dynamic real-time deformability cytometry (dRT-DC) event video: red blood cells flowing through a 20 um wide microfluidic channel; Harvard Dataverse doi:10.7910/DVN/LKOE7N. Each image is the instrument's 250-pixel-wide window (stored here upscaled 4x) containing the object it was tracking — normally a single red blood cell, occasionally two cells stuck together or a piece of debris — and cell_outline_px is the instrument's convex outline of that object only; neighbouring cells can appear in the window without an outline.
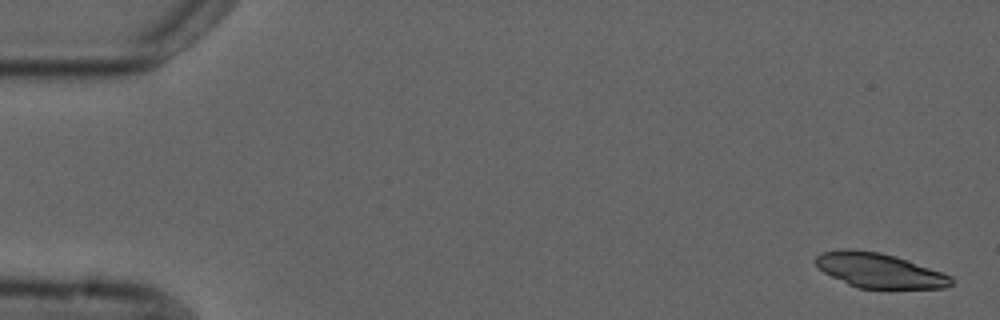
{"species": "common noctule bat (a hibernating species)", "species_latin": "Nyctalus noctula", "temperature_condition": "cold", "stored_images_in_passage": 5, "camera_frame_rate_fps": 3000, "um_per_image_px": 0.085, "animal": {"sex": "male", "forearm_length_mm": 52.5}, "frame": {"image": 1, "passage_image": 5, "time_ms": 6.333, "image_size_px": [1000, 320], "cell_outline_px": [[952, 284], [944, 288], [856, 288], [824, 272], [816, 264], [816, 256], [820, 252], [840, 248], [848, 248], [880, 252], [896, 256], [908, 260], [952, 276]], "centroid_in_image_um": [74.71, 22.97], "position_along_channel_um": 10.3, "area_um2": 27.34}}